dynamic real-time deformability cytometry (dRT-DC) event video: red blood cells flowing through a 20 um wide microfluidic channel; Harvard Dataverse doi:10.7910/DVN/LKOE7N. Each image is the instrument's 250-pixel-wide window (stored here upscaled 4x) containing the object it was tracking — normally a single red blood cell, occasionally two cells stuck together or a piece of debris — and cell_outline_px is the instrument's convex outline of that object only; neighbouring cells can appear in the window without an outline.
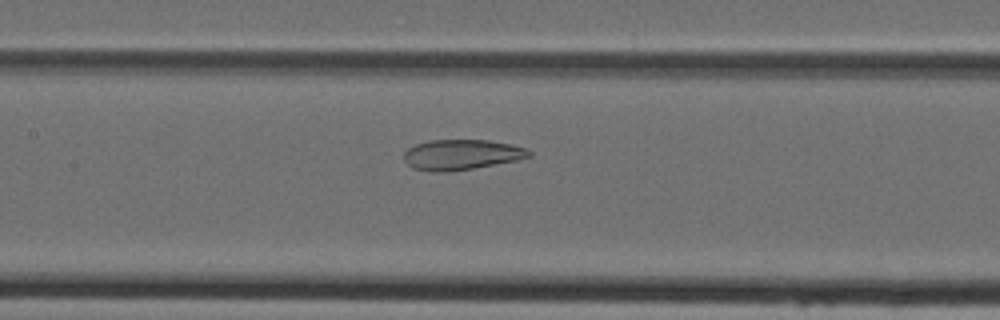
{"species": "Egyptian fruit bat (a non-hibernating species)", "species_latin": "Rousettus aegyptiacus", "temperature_condition": "cold", "stored_images_in_passage": 48, "camera_frame_rate_fps": 3000, "um_per_image_px": 0.085, "animal": {"sex": "female"}, "frame": {"image": 1, "passage_image": 23, "time_ms": 7.333, "image_size_px": [1000, 320], "cell_outline_px": [[532, 156], [516, 160], [472, 168], [448, 172], [432, 172], [412, 168], [404, 160], [404, 152], [408, 148], [416, 144], [428, 140], [488, 140], [508, 144], [524, 148], [532, 152]], "centroid_in_image_um": [39.18, 13.15], "position_along_channel_um": 168.2, "area_um2": 21.96}}
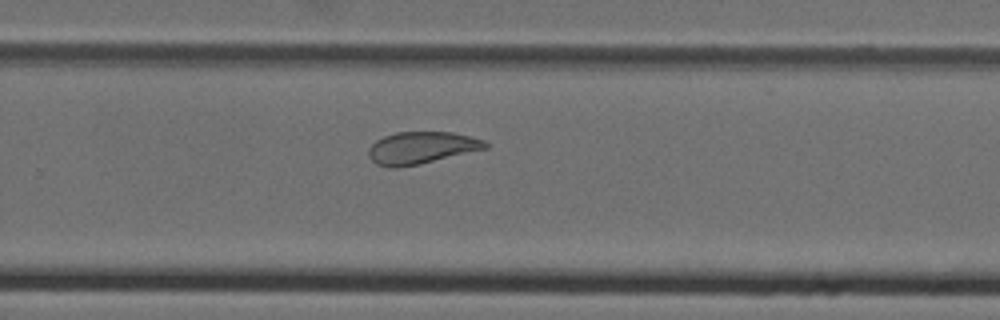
{"frame": {"image": 2, "passage_image": 32, "time_ms": 10.333, "image_size_px": [1000, 320], "cell_outline_px": [[488, 148], [420, 164], [396, 168], [388, 168], [376, 164], [368, 156], [368, 148], [376, 140], [384, 136], [396, 132], [452, 132], [484, 140], [488, 144]], "centroid_in_image_um": [35.78, 12.57], "position_along_channel_um": 294.0, "area_um2": 21.91}}
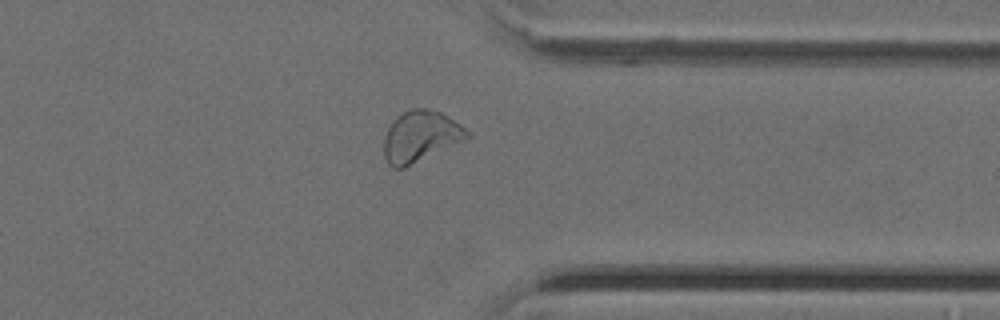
{"frame": {"image": 3, "passage_image": 38, "time_ms": 12.333, "image_size_px": [1000, 320], "cell_outline_px": [[468, 136], [464, 140], [404, 168], [392, 168], [388, 164], [384, 156], [384, 136], [392, 120], [396, 116], [412, 108], [428, 108], [440, 112], [448, 116], [460, 124], [468, 132]], "centroid_in_image_um": [35.69, 11.59], "position_along_channel_um": 375.7, "area_um2": 24.57}}